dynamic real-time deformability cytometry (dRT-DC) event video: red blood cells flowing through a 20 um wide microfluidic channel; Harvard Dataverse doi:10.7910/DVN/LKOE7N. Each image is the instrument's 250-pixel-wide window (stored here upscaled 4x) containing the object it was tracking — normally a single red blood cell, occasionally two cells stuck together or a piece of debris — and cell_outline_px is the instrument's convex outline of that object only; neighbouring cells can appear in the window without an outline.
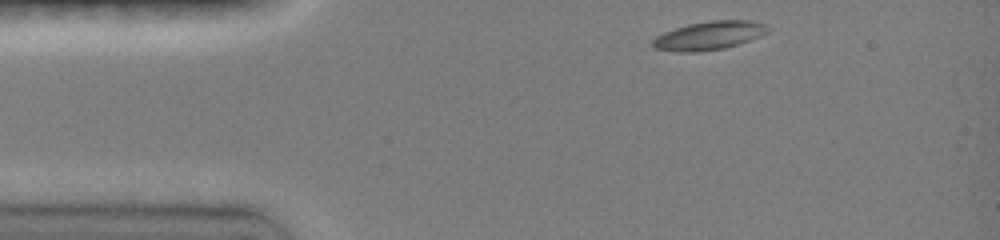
{"species": "common noctule bat (a hibernating species)", "species_latin": "Nyctalus noctula", "temperature_condition": "room temperature", "stored_images_in_passage": 46, "camera_frame_rate_fps": 3000, "um_per_image_px": 0.085, "animal": {"sex": "female", "body_mass_g": 19.0, "forearm_length_mm": 51.5}, "frame": {"image": 1, "passage_image": 1, "time_ms": 0.0, "image_size_px": [1000, 240], "cell_outline_px": [[772, 28], [768, 32], [760, 36], [724, 48], [700, 52], [676, 52], [656, 48], [652, 44], [652, 40], [656, 36], [664, 32], [688, 24], [712, 20], [752, 20], [764, 24]], "centroid_in_image_um": [60.28, 3.02], "position_along_channel_um": 24.7, "area_um2": 19.07}}
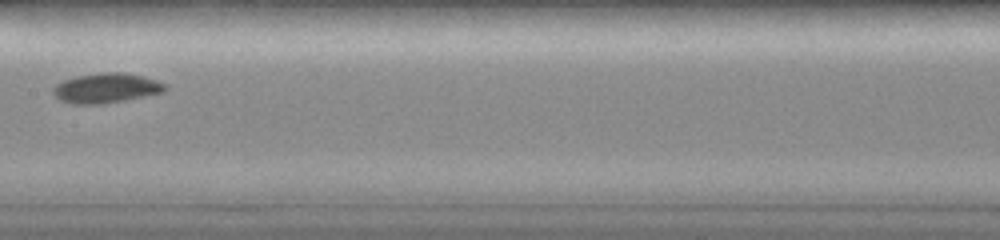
{"frame": {"image": 2, "passage_image": 17, "time_ms": 5.667, "image_size_px": [1000, 240], "cell_outline_px": [[168, 88], [164, 92], [124, 100], [100, 104], [72, 104], [60, 100], [52, 92], [52, 88], [56, 84], [64, 80], [76, 76], [100, 72], [124, 72], [144, 76], [156, 80], [164, 84]], "centroid_in_image_um": [9.02, 7.48], "position_along_channel_um": 198.4, "area_um2": 19.48}}
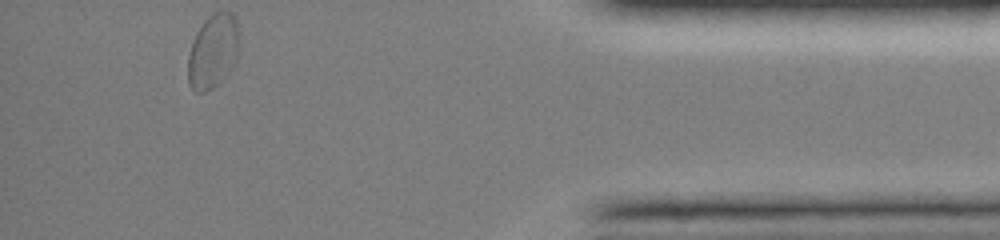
{"frame": {"image": 3, "passage_image": 45, "time_ms": 12.0, "image_size_px": [1000, 240], "cell_outline_px": [[240, 44], [236, 56], [232, 64], [224, 76], [212, 88], [204, 92], [196, 92], [188, 84], [188, 56], [196, 32], [204, 20], [212, 12], [232, 12], [236, 16], [240, 36]], "centroid_in_image_um": [18.11, 4.3], "position_along_channel_um": 417.1, "area_um2": 22.08}, "authors_computed_cell_mechanics": {"area_um2": 18.5827, "velocity_mm_per_s": 4.0155, "shape_relaxation_time_tau1_ms": 5.6449, "shape_relaxation_time_tau2_ms": 2.2485, "deformation_change_tau1": 0.1275, "deformation_change_tau2": 0.051}}